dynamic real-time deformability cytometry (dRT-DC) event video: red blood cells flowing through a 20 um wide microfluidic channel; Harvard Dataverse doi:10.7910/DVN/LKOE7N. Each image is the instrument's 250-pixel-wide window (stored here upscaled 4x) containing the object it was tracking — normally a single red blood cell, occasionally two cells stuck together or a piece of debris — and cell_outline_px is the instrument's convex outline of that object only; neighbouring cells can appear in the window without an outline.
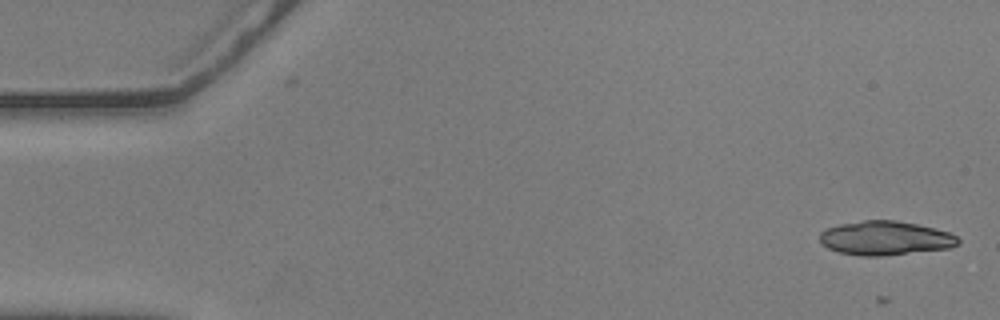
{"species": "common noctule bat (a hibernating species)", "species_latin": "Nyctalus noctula", "temperature_condition": "warm", "stored_images_in_passage": 43, "segment_of_instrument_passage": [1, 2], "camera_frame_rate_fps": 3000, "um_per_image_px": 0.085, "animal": {"sex": "male", "body_mass_g": 20.5, "forearm_length_mm": 52.5}, "frame": {"image": 1, "passage_image": 1, "time_ms": 0.0, "image_size_px": [1000, 320], "cell_outline_px": [[960, 244], [952, 248], [880, 256], [860, 256], [840, 252], [828, 248], [820, 244], [820, 232], [824, 228], [840, 224], [864, 220], [896, 220], [916, 224], [948, 232], [956, 236], [960, 240]], "centroid_in_image_um": [75.23, 20.24], "position_along_channel_um": 9.8, "area_um2": 27.57}}